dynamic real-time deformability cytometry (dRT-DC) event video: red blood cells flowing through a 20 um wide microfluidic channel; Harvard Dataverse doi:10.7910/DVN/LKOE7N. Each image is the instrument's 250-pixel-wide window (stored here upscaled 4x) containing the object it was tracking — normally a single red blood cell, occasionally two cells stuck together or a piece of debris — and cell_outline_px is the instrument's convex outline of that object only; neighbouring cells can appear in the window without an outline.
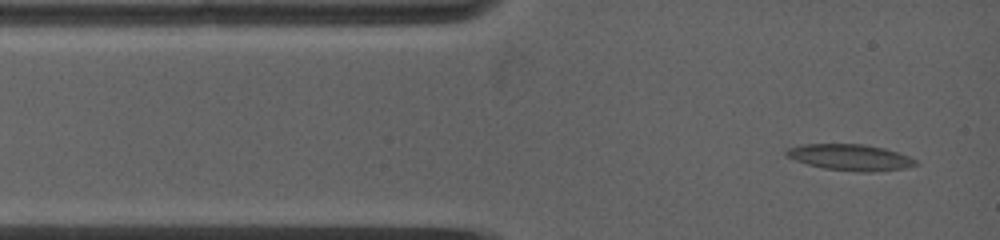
{"species": "common noctule bat (a hibernating species)", "species_latin": "Nyctalus noctula", "temperature_condition": "warm", "stored_images_in_passage": 7, "camera_frame_rate_fps": 5000, "um_per_image_px": 0.085, "animal": {"sex": "female", "body_mass_g": 19.0, "forearm_length_mm": 53.3}, "frame": {"image": 1, "passage_image": 1, "time_ms": 0.0, "image_size_px": [1000, 240], "cell_outline_px": [[920, 164], [904, 168], [868, 172], [860, 172], [824, 168], [808, 164], [784, 156], [784, 152], [788, 148], [804, 144], [860, 144], [884, 148], [908, 156], [916, 160]], "centroid_in_image_um": [72.25, 13.37], "position_along_channel_um": 12.8, "area_um2": 19.54}}